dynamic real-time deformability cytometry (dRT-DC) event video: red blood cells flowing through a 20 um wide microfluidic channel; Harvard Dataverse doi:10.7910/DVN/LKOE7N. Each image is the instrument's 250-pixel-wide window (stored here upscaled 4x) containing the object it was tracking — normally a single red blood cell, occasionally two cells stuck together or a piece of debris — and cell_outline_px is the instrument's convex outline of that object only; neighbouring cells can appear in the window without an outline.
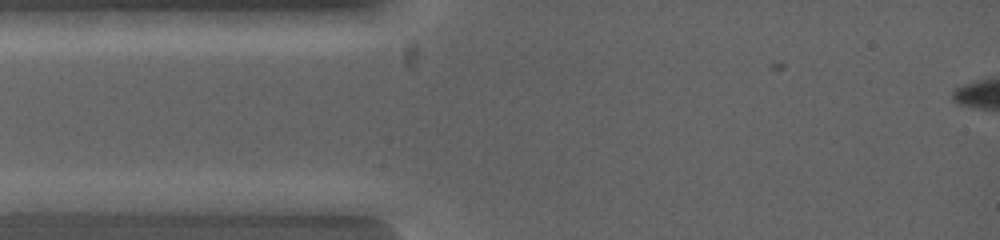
{"species": "common noctule bat (a hibernating species)", "species_latin": "Nyctalus noctula", "temperature_condition": "warm", "stored_images_in_passage": 2, "segment_of_instrument_passage": [1, 2], "camera_frame_rate_fps": 5000, "um_per_image_px": 0.085, "animal": {"sex": "female", "body_mass_g": 19.0, "forearm_length_mm": 53.3}, "frame": {"image": 1, "passage_image": 1, "time_ms": 0.0, "image_size_px": [1000, 240], "cell_outline_px": [[124, 200], [100, 208], [84, 212], [12, 200], [32, 192], [104, 192]], "centroid_in_image_um": [6.03, 17.0], "position_along_channel_um": 79.0, "area_um2": 10.29}}